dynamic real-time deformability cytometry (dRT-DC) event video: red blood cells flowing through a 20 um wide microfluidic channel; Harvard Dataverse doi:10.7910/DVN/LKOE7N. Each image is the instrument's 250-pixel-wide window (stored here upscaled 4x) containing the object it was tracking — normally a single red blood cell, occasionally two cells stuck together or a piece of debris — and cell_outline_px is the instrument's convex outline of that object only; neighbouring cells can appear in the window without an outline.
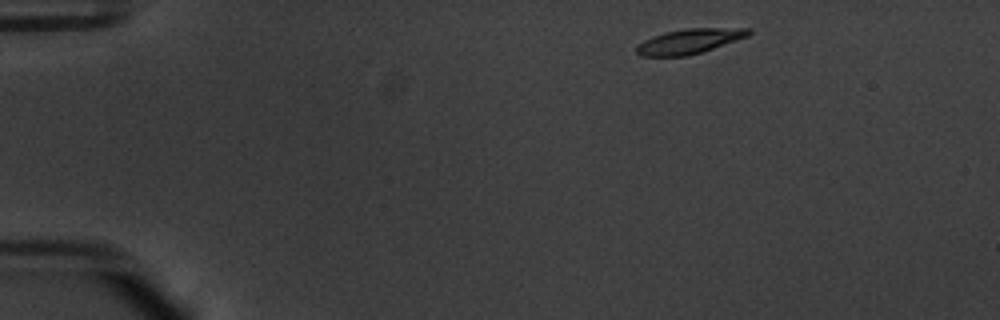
{"species": "common noctule bat (a hibernating species)", "species_latin": "Nyctalus noctula", "temperature_condition": "warm", "stored_images_in_passage": 48, "camera_frame_rate_fps": 3000, "um_per_image_px": 0.085, "animal": {"sex": "male", "body_mass_g": 20.1, "forearm_length_mm": 53.5}, "frame": {"image": 1, "passage_image": 2, "time_ms": 0.333, "image_size_px": [1000, 320], "cell_outline_px": [[752, 32], [748, 36], [688, 56], [640, 56], [636, 52], [636, 48], [644, 40], [652, 36], [664, 32], [688, 28], [752, 28]], "centroid_in_image_um": [58.59, 3.5], "position_along_channel_um": 26.4, "area_um2": 16.07}}
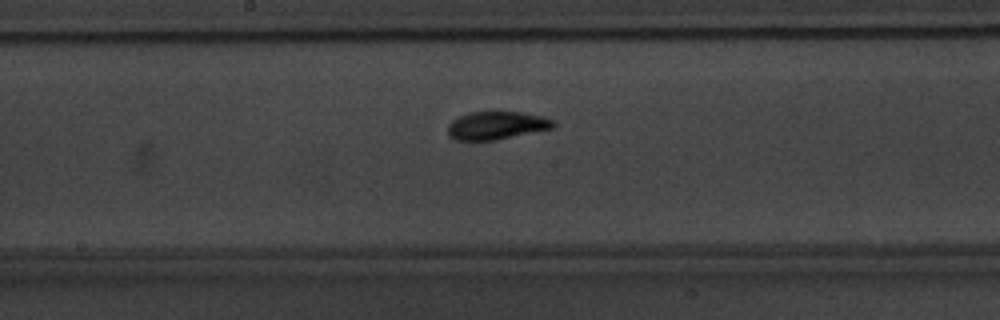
{"frame": {"image": 2, "passage_image": 23, "time_ms": 7.333, "image_size_px": [1000, 320], "cell_outline_px": [[556, 124], [552, 128], [492, 140], [456, 140], [448, 136], [448, 124], [452, 120], [468, 112], [520, 112], [540, 116], [552, 120]], "centroid_in_image_um": [42.14, 10.66], "position_along_channel_um": 206.1, "area_um2": 16.88}}
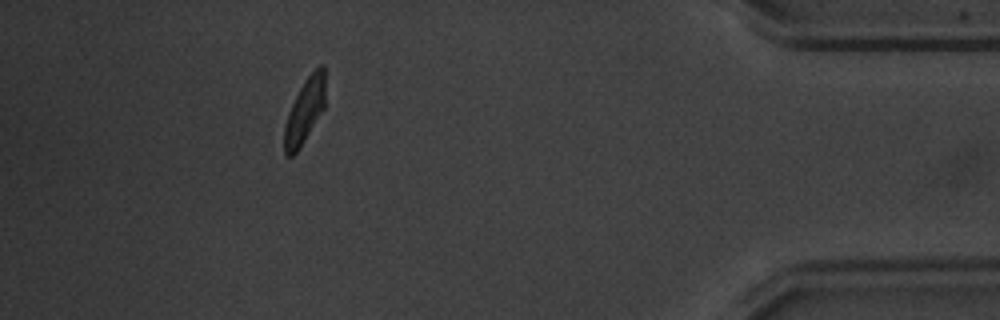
{"frame": {"image": 3, "passage_image": 43, "time_ms": 14.0, "image_size_px": [1000, 320], "cell_outline_px": [[324, 108], [300, 148], [292, 156], [284, 156], [284, 124], [288, 112], [304, 80], [320, 64], [324, 64]], "centroid_in_image_um": [25.88, 9.46], "position_along_channel_um": 409.3, "area_um2": 15.32}, "authors_computed_cell_mechanics": {"area_um2": 16.6175, "velocity_mm_per_s": 3.7373, "shape_relaxation_time_tau1_ms": 2.023, "shape_relaxation_time_tau2_ms": 1.9091, "deformation_change_tau1": 0.1768, "deformation_change_tau2": 0.045}}